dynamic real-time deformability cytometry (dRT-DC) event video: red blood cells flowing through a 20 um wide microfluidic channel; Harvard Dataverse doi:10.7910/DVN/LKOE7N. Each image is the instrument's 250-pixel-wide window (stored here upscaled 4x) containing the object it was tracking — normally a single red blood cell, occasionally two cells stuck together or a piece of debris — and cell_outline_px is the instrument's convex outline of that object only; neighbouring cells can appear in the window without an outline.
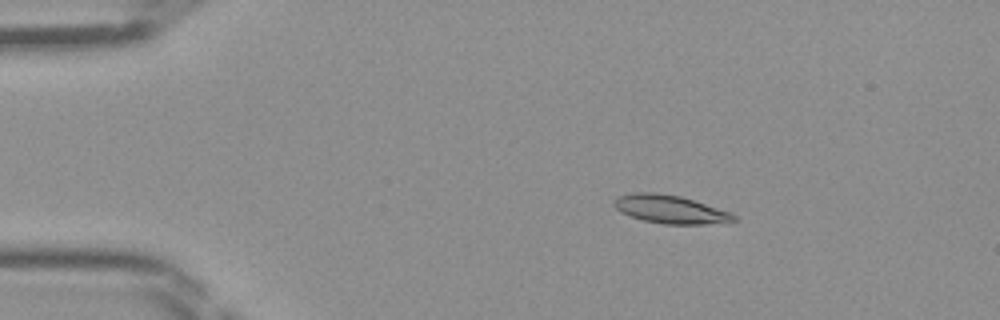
{"species": "Egyptian fruit bat (a non-hibernating species)", "species_latin": "Rousettus aegyptiacus", "temperature_condition": "room temperature", "stored_images_in_passage": 46, "camera_frame_rate_fps": 3000, "um_per_image_px": 0.085, "frame": {"image": 1, "passage_image": 8, "time_ms": 2.333, "image_size_px": [1000, 320], "cell_outline_px": [[736, 220], [704, 224], [664, 224], [644, 220], [620, 212], [612, 204], [620, 196], [632, 192], [656, 192], [680, 196], [728, 212], [736, 216]], "centroid_in_image_um": [56.91, 17.78], "position_along_channel_um": 28.1, "area_um2": 19.19}}
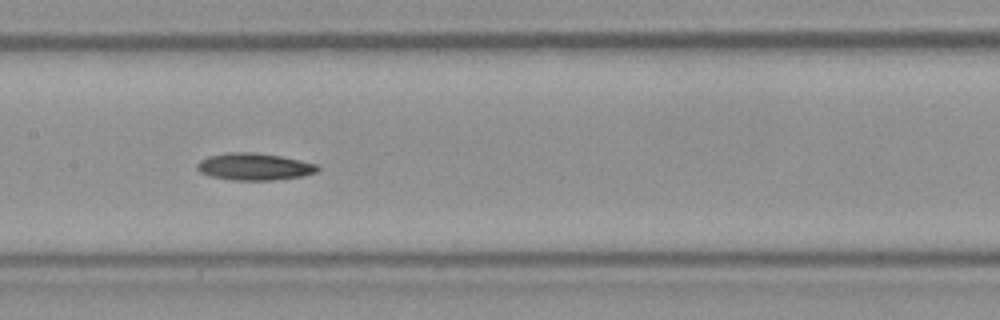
{"frame": {"image": 2, "passage_image": 23, "time_ms": 7.333, "image_size_px": [1000, 320], "cell_outline_px": [[320, 168], [316, 172], [304, 176], [272, 180], [232, 180], [208, 176], [200, 172], [196, 168], [196, 164], [200, 160], [208, 156], [228, 152], [256, 152], [280, 156], [320, 164]], "centroid_in_image_um": [21.62, 14.16], "position_along_channel_um": 185.8, "area_um2": 19.25}}
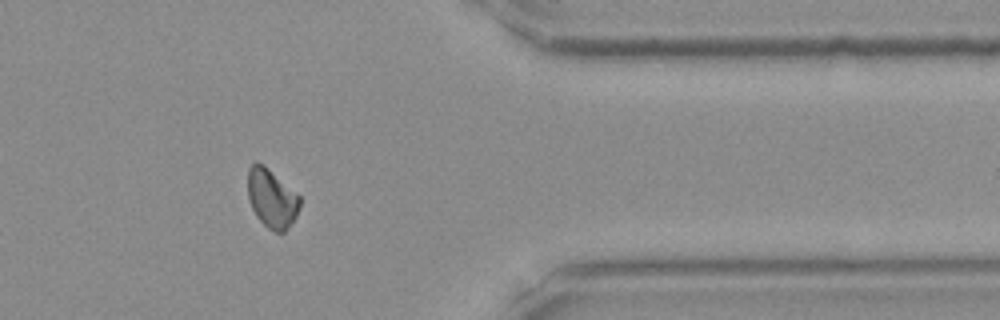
{"frame": {"image": 3, "passage_image": 38, "time_ms": 12.333, "image_size_px": [1000, 320], "cell_outline_px": [[300, 208], [296, 216], [288, 228], [284, 232], [276, 232], [268, 228], [256, 216], [248, 200], [248, 168], [256, 160], [264, 164], [300, 196]], "centroid_in_image_um": [23.09, 16.84], "position_along_channel_um": 388.3, "area_um2": 17.92}}